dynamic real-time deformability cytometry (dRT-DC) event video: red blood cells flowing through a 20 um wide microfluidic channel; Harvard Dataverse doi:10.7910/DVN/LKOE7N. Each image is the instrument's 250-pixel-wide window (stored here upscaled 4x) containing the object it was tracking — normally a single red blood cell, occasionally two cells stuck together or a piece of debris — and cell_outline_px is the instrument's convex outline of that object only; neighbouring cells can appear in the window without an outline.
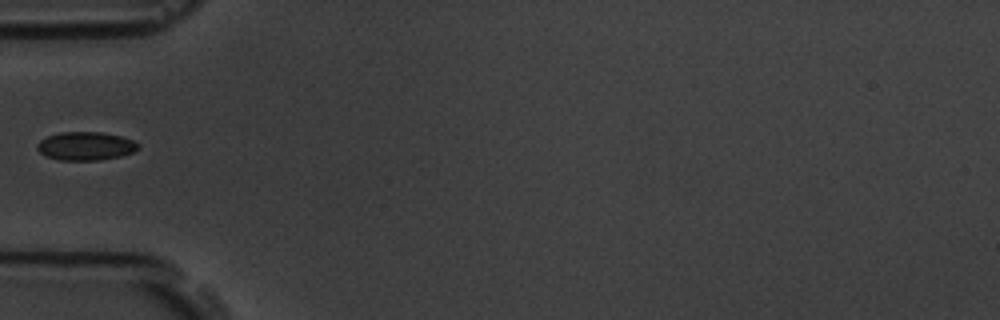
{"species": "common noctule bat (a hibernating species)", "species_latin": "Nyctalus noctula", "temperature_condition": "room temperature", "stored_images_in_passage": 9, "camera_frame_rate_fps": 3000, "um_per_image_px": 0.085, "animal": {"sex": "male", "body_mass_g": 19.5, "forearm_length_mm": 54.6}, "frame": {"image": 1, "passage_image": 4, "time_ms": 4.333, "image_size_px": [1000, 320], "cell_outline_px": [[140, 148], [132, 152], [120, 156], [100, 160], [60, 160], [44, 156], [36, 148], [36, 144], [40, 140], [48, 136], [60, 132], [100, 132], [120, 136], [132, 140], [140, 144]], "centroid_in_image_um": [7.26, 12.42], "position_along_channel_um": 77.7, "area_um2": 16.76}}
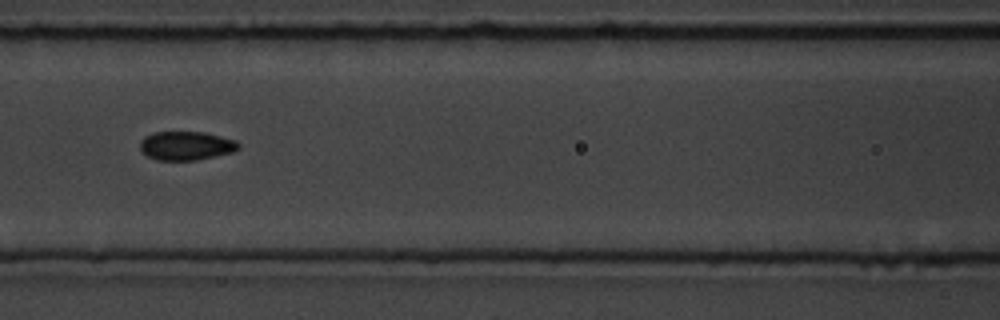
{"frame": {"image": 2, "passage_image": 6, "time_ms": 6.333, "image_size_px": [1000, 320], "cell_outline_px": [[240, 148], [232, 152], [196, 160], [156, 160], [148, 156], [140, 148], [140, 140], [144, 136], [152, 132], [204, 132], [236, 140], [240, 144]], "centroid_in_image_um": [15.82, 12.38], "position_along_channel_um": 150.8, "area_um2": 16.53}}
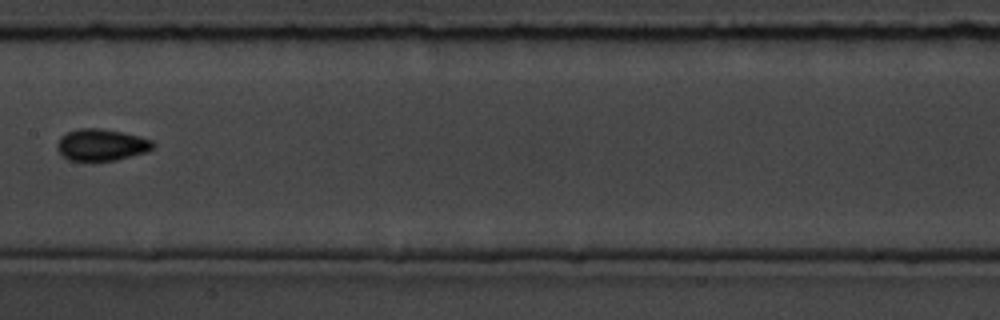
{"frame": {"image": 3, "passage_image": 7, "time_ms": 7.667, "image_size_px": [1000, 320], "cell_outline_px": [[156, 144], [152, 148], [144, 152], [116, 160], [68, 160], [56, 148], [56, 144], [60, 136], [68, 132], [80, 128], [100, 128], [120, 132], [152, 140]], "centroid_in_image_um": [8.58, 12.3], "position_along_channel_um": 198.8, "area_um2": 17.4}}